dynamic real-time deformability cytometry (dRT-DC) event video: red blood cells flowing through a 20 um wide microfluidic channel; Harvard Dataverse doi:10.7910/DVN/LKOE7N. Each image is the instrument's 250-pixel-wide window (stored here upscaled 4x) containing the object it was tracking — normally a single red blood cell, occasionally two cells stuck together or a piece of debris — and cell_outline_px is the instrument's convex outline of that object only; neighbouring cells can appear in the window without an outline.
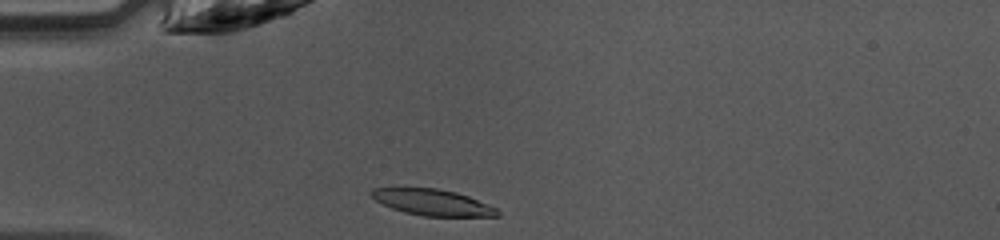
{"species": "common noctule bat (a hibernating species)", "species_latin": "Nyctalus noctula", "temperature_condition": "warm", "stored_images_in_passage": 27, "camera_frame_rate_fps": 3000, "um_per_image_px": 0.085, "animal": {"sex": "female", "body_mass_g": 10.0, "forearm_length_mm": 53.1}, "frame": {"image": 1, "passage_image": 1, "time_ms": 0.0, "image_size_px": [1000, 240], "cell_outline_px": [[500, 216], [424, 216], [404, 212], [392, 208], [376, 200], [368, 192], [372, 188], [436, 188], [456, 192], [468, 196], [488, 204], [496, 208], [500, 212]], "centroid_in_image_um": [36.77, 17.2], "position_along_channel_um": 48.2, "area_um2": 19.07}}
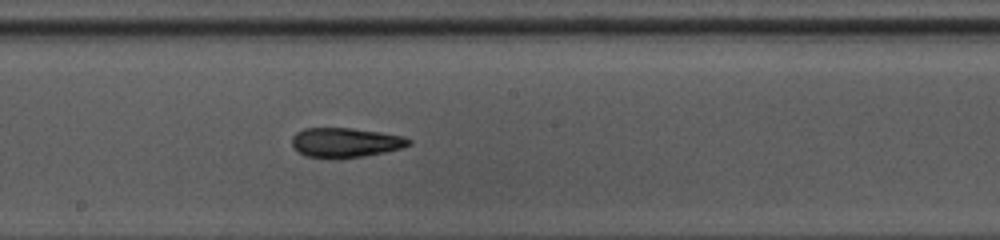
{"frame": {"image": 2, "passage_image": 14, "time_ms": 4.333, "image_size_px": [1000, 240], "cell_outline_px": [[412, 144], [400, 148], [384, 152], [364, 156], [304, 156], [292, 148], [292, 136], [296, 132], [304, 128], [352, 128], [380, 132], [404, 136], [412, 140]], "centroid_in_image_um": [29.36, 12.08], "position_along_channel_um": 218.8, "area_um2": 19.77}}
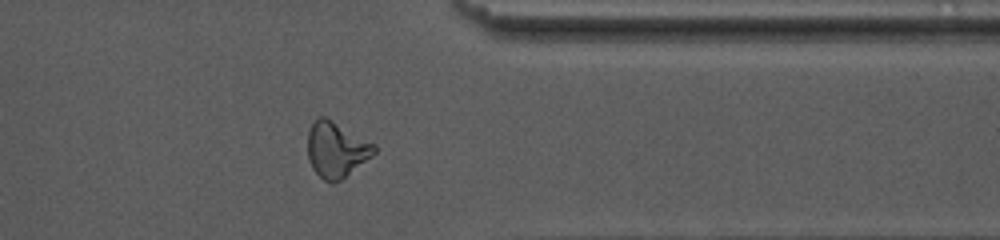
{"frame": {"image": 3, "passage_image": 26, "time_ms": 8.333, "image_size_px": [1000, 240], "cell_outline_px": [[376, 152], [372, 156], [340, 180], [332, 184], [324, 180], [312, 168], [308, 160], [308, 132], [312, 124], [320, 116], [324, 116], [332, 120], [376, 144]], "centroid_in_image_um": [28.59, 12.72], "position_along_channel_um": 382.8, "area_um2": 21.39}}